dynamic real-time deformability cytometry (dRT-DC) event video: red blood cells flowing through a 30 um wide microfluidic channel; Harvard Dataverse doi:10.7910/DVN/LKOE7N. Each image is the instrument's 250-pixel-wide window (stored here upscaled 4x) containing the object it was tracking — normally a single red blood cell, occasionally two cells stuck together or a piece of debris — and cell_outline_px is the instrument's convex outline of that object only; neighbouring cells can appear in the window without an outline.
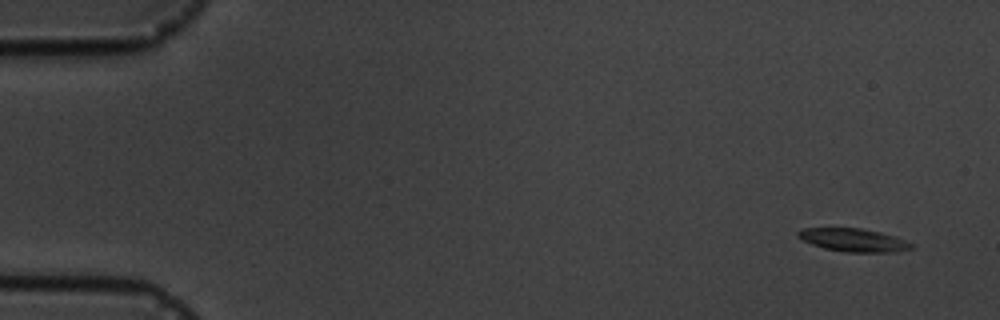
{"species": "common noctule bat (a hibernating species)", "species_latin": "Nyctalus noctula", "temperature_condition": "cold", "stored_images_in_passage": 5, "camera_frame_rate_fps": 3000, "um_per_image_px": 0.085, "animal": {"sex": "male", "body_mass_g": 19.5, "forearm_length_mm": 54.6}, "frame": {"image": 1, "passage_image": 1, "time_ms": 0.0, "image_size_px": [1000, 320], "cell_outline_px": [[916, 248], [896, 252], [844, 252], [824, 248], [812, 244], [796, 236], [796, 232], [800, 228], [860, 228], [880, 232], [896, 236], [916, 244]], "centroid_in_image_um": [72.61, 20.41], "position_along_channel_um": 12.4, "area_um2": 15.55}}
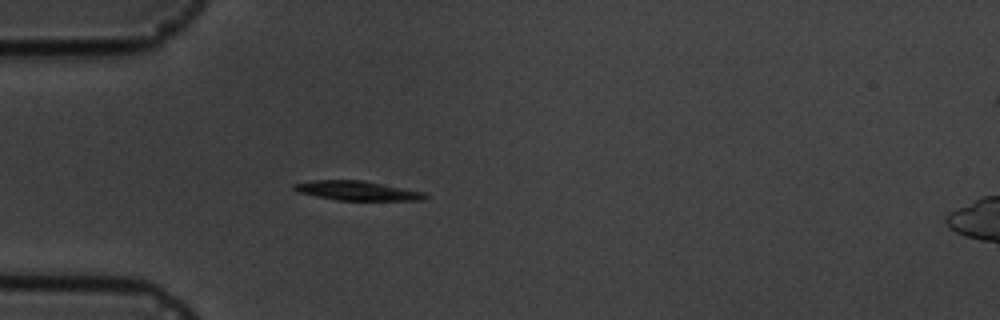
{"frame": {"image": 2, "passage_image": 5, "time_ms": 4.333, "image_size_px": [1000, 320], "cell_outline_px": [[428, 196], [424, 200], [336, 200], [296, 192], [292, 188], [292, 184], [312, 180], [364, 180], [424, 192]], "centroid_in_image_um": [30.32, 16.2], "position_along_channel_um": 54.7, "area_um2": 14.85}}